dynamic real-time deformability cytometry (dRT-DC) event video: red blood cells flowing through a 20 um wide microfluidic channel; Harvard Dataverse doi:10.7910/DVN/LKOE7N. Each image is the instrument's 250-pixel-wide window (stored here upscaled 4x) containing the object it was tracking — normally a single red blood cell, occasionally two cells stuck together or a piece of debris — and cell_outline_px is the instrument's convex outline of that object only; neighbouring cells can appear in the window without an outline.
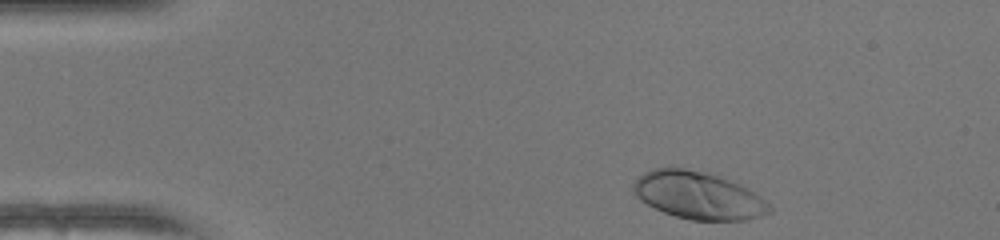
{"species": "human", "species_latin": "Homo sapiens", "temperature_condition": "warm", "stored_images_in_passage": 43, "camera_frame_rate_fps": 3000, "um_per_image_px": 0.085, "donor": {"sex": "female"}, "frame": {"image": 1, "passage_image": 1, "time_ms": 0.0, "image_size_px": [1000, 240], "cell_outline_px": [[772, 212], [748, 220], [692, 220], [676, 216], [664, 212], [640, 200], [636, 196], [632, 188], [632, 184], [644, 172], [652, 168], [684, 168], [716, 172], [748, 188], [760, 196], [772, 208]], "centroid_in_image_um": [59.38, 16.58], "position_along_channel_um": 25.6, "area_um2": 38.03}}
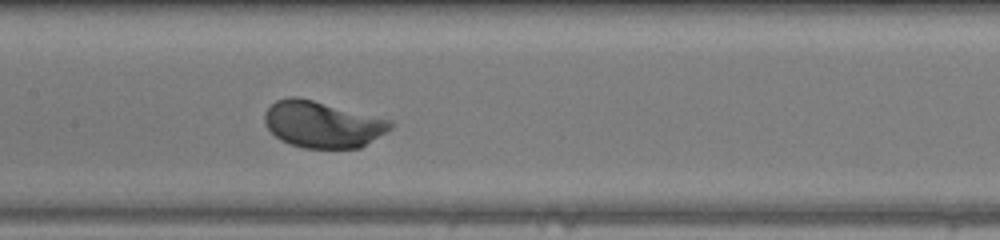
{"frame": {"image": 2, "passage_image": 18, "time_ms": 5.667, "image_size_px": [1000, 240], "cell_outline_px": [[392, 128], [360, 148], [304, 148], [288, 144], [280, 140], [264, 124], [264, 112], [276, 100], [288, 96], [296, 96], [392, 120]], "centroid_in_image_um": [27.38, 10.57], "position_along_channel_um": 180.0, "area_um2": 33.99}}
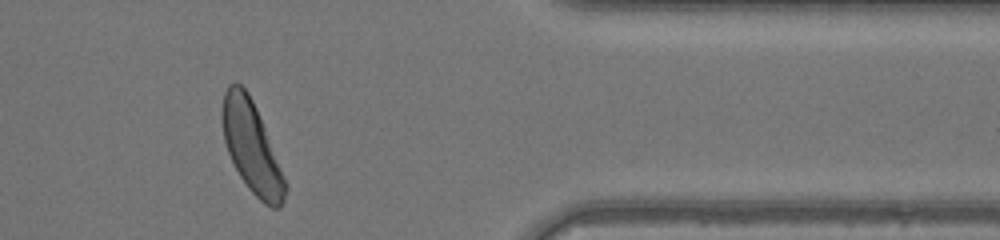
{"frame": {"image": 3, "passage_image": 35, "time_ms": 11.333, "image_size_px": [1000, 240], "cell_outline_px": [[288, 188], [284, 200], [280, 208], [272, 208], [264, 204], [248, 188], [240, 176], [228, 152], [224, 140], [220, 116], [220, 112], [224, 92], [228, 84], [236, 80], [248, 92], [256, 108]], "centroid_in_image_um": [21.34, 12.48], "position_along_channel_um": 390.1, "area_um2": 33.06}, "authors_computed_cell_mechanics": {"area_um2": 33.524, "velocity_mm_per_s": 4.0894, "shape_relaxation_time_tau1_ms": 1.3847, "shape_relaxation_time_tau2_ms": null, "deformation_change_tau1": 0.1501, "deformation_change_tau2": null}}